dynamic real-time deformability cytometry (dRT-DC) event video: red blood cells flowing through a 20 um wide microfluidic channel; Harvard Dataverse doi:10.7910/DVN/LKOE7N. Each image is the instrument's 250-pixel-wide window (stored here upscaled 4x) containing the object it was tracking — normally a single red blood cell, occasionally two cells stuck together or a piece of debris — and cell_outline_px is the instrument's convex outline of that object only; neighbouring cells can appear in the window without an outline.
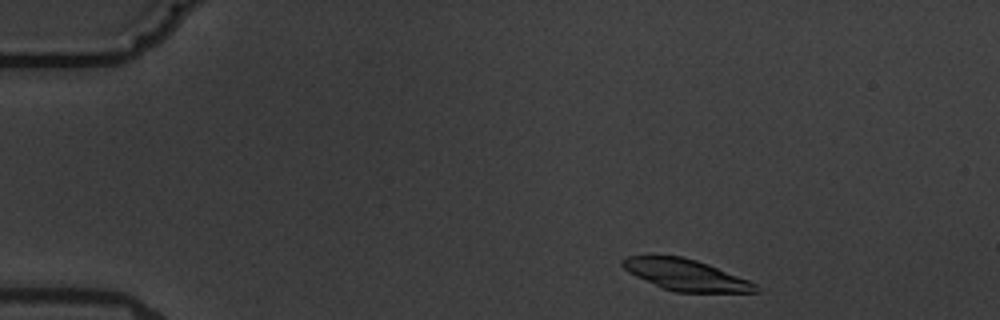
{"species": "common noctule bat (a hibernating species)", "species_latin": "Nyctalus noctula", "temperature_condition": "warm", "stored_images_in_passage": 3, "camera_frame_rate_fps": 3000, "um_per_image_px": 0.085, "animal": {"sex": "male", "body_mass_g": 19.5, "forearm_length_mm": 54.6}, "frame": {"image": 1, "passage_image": 1, "time_ms": 0.0, "image_size_px": [1000, 320], "cell_outline_px": [[760, 292], [676, 292], [660, 288], [628, 272], [620, 264], [620, 260], [628, 256], [680, 256], [696, 260], [708, 264], [748, 280], [756, 284]], "centroid_in_image_um": [58.26, 23.37], "position_along_channel_um": 26.7, "area_um2": 24.1}}